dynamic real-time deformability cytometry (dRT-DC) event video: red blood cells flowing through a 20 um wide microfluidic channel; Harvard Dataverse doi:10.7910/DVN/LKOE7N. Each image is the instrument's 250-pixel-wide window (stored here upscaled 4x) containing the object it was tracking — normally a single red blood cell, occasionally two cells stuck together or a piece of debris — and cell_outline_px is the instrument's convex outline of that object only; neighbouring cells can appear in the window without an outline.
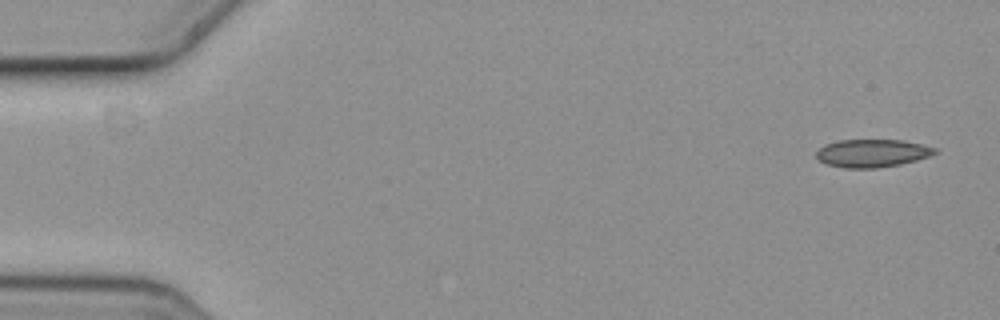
{"species": "common noctule bat (a hibernating species)", "species_latin": "Nyctalus noctula", "temperature_condition": "cold", "stored_images_in_passage": 4, "camera_frame_rate_fps": 3000, "um_per_image_px": 0.085, "animal": {"sex": "female", "body_mass_g": 19.3, "forearm_length_mm": 54.1}, "frame": {"image": 1, "passage_image": 1, "time_ms": 0.0, "image_size_px": [1000, 320], "cell_outline_px": [[940, 152], [916, 160], [900, 164], [876, 168], [844, 168], [824, 164], [816, 156], [816, 152], [824, 144], [836, 140], [904, 140], [936, 148]], "centroid_in_image_um": [74.11, 13.02], "position_along_channel_um": 10.9, "area_um2": 19.36}}
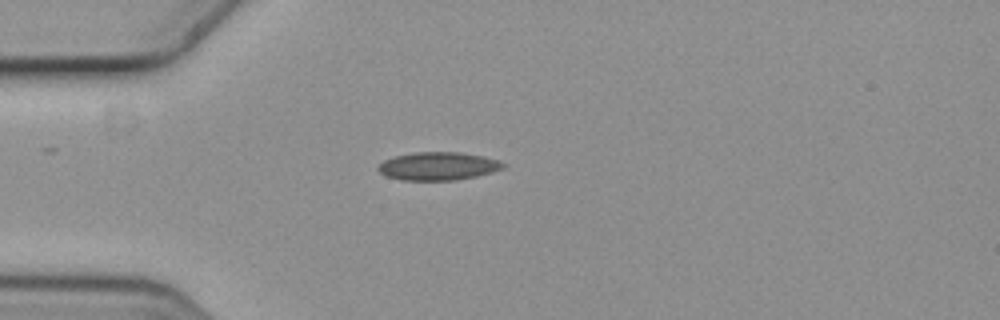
{"frame": {"image": 2, "passage_image": 4, "time_ms": 1.0, "image_size_px": [1000, 320], "cell_outline_px": [[504, 168], [492, 172], [476, 176], [456, 180], [404, 180], [388, 176], [380, 172], [376, 168], [384, 160], [396, 156], [416, 152], [460, 152], [484, 156], [500, 160], [504, 164]], "centroid_in_image_um": [37.27, 14.11], "position_along_channel_um": 47.7, "area_um2": 20.35}}